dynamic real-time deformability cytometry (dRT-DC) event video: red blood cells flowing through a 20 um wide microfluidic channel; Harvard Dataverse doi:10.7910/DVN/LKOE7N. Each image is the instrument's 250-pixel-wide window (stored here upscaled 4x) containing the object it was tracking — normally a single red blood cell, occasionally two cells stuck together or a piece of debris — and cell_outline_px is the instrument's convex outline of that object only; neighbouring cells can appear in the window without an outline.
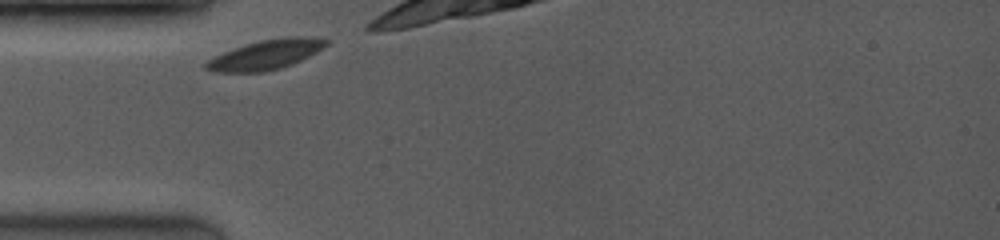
{"species": "common noctule bat (a hibernating species)", "species_latin": "Nyctalus noctula", "temperature_condition": "room temperature", "stored_images_in_passage": 5, "camera_frame_rate_fps": 3500, "um_per_image_px": 0.085, "animal": {"sex": "female", "body_mass_g": 19.0, "forearm_length_mm": 53.3}, "frame": {"image": 1, "passage_image": 1, "time_ms": 0.0, "image_size_px": [1000, 240], "cell_outline_px": [[328, 44], [316, 52], [292, 64], [280, 68], [264, 72], [212, 72], [204, 68], [204, 64], [208, 60], [224, 52], [260, 40], [288, 36], [300, 36], [328, 40]], "centroid_in_image_um": [22.57, 4.66], "position_along_channel_um": 62.4, "area_um2": 20.4}}
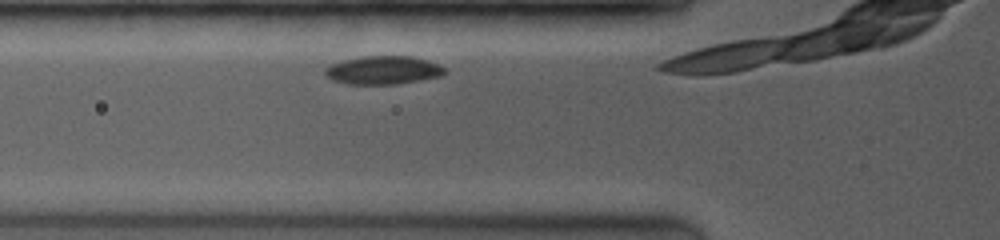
{"frame": {"image": 2, "passage_image": 4, "time_ms": 0.857, "image_size_px": [1000, 240], "cell_outline_px": [[448, 72], [444, 76], [396, 84], [348, 84], [332, 80], [324, 76], [324, 68], [332, 64], [364, 56], [412, 56], [428, 60], [444, 68]], "centroid_in_image_um": [32.59, 5.97], "position_along_channel_um": 93.2, "area_um2": 19.77}}